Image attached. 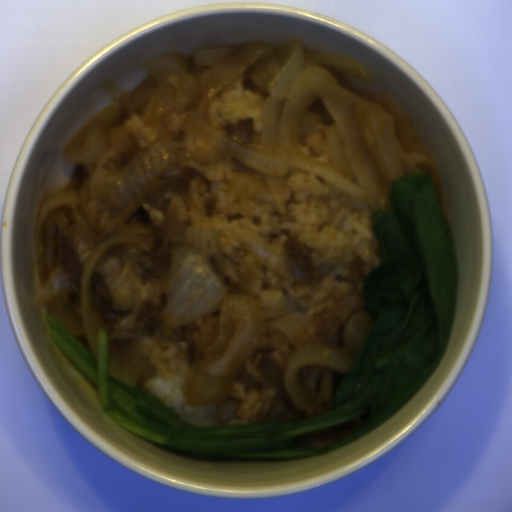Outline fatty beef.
I'll return each mask as SVG.
<instances>
[{"mask_svg":"<svg viewBox=\"0 0 512 512\" xmlns=\"http://www.w3.org/2000/svg\"><path fill=\"white\" fill-rule=\"evenodd\" d=\"M187 70L196 82L195 106L180 112L167 111L160 124H149L144 113L129 115L116 97L111 107L120 118L108 127L105 149L92 165H76L62 191L74 194V208H60L54 223L53 259L65 272L70 292L43 305L91 354L84 337L80 294L83 268L94 248L116 234L115 213L102 196H91L97 169L122 172L140 152L159 140L168 143L173 156L139 210L124 224L145 223L152 233L142 239L149 250L115 243L98 260L89 284L91 310L99 329L106 331L107 354L134 349L144 335L163 323V306L171 246L178 244L190 220L191 187L197 182L207 216L217 213V187L233 176L249 174L272 193L265 173L254 169L221 147L182 130L190 112L213 131L238 145H250L262 134V102L267 89L249 75L241 74L216 97L208 96L200 76L210 67L186 57ZM61 191V192H62Z\"/></svg>","mask_w":512,"mask_h":512,"instance_id":"8fa450e3","label":"fatty beef"},{"mask_svg":"<svg viewBox=\"0 0 512 512\" xmlns=\"http://www.w3.org/2000/svg\"><path fill=\"white\" fill-rule=\"evenodd\" d=\"M347 275L349 288L314 313L307 324H303L296 342L289 344L281 332H268L237 369L234 381L242 382L246 391L259 390L263 399L264 408L249 424L291 423L332 411L347 373L317 366L297 370V381L306 392L310 404L308 409H302L286 392L284 369L292 355L307 344H328L343 349L344 328L359 314L369 320L365 342L374 321L363 297L369 276L364 273L358 256L352 255Z\"/></svg>","mask_w":512,"mask_h":512,"instance_id":"1bbc456c","label":"fatty beef"},{"mask_svg":"<svg viewBox=\"0 0 512 512\" xmlns=\"http://www.w3.org/2000/svg\"><path fill=\"white\" fill-rule=\"evenodd\" d=\"M220 330V313L217 311L190 321L177 333V341L186 343L190 365L203 360V352L217 338Z\"/></svg>","mask_w":512,"mask_h":512,"instance_id":"5ad873be","label":"fatty beef"},{"mask_svg":"<svg viewBox=\"0 0 512 512\" xmlns=\"http://www.w3.org/2000/svg\"><path fill=\"white\" fill-rule=\"evenodd\" d=\"M368 414L350 422L339 423L323 430L302 436L293 447L326 448L358 430L366 421Z\"/></svg>","mask_w":512,"mask_h":512,"instance_id":"51303b74","label":"fatty beef"},{"mask_svg":"<svg viewBox=\"0 0 512 512\" xmlns=\"http://www.w3.org/2000/svg\"><path fill=\"white\" fill-rule=\"evenodd\" d=\"M220 253L225 262L223 276L228 295L240 294L246 296L258 274L252 266L241 261H235L221 251Z\"/></svg>","mask_w":512,"mask_h":512,"instance_id":"2513f850","label":"fatty beef"},{"mask_svg":"<svg viewBox=\"0 0 512 512\" xmlns=\"http://www.w3.org/2000/svg\"><path fill=\"white\" fill-rule=\"evenodd\" d=\"M283 252L293 258L300 279L306 282L315 279L316 271L312 250L306 244L301 243L299 231L288 236Z\"/></svg>","mask_w":512,"mask_h":512,"instance_id":"7934fd38","label":"fatty beef"},{"mask_svg":"<svg viewBox=\"0 0 512 512\" xmlns=\"http://www.w3.org/2000/svg\"><path fill=\"white\" fill-rule=\"evenodd\" d=\"M325 69L333 77V79L336 81V83L341 88L345 89L346 91L352 93L355 96L364 98L366 100H369V101H372L375 103H383V100H381V99L367 93L366 91L347 82L341 71H338L336 69H330V68H325Z\"/></svg>","mask_w":512,"mask_h":512,"instance_id":"6575b59f","label":"fatty beef"},{"mask_svg":"<svg viewBox=\"0 0 512 512\" xmlns=\"http://www.w3.org/2000/svg\"><path fill=\"white\" fill-rule=\"evenodd\" d=\"M407 161L422 169V175L430 177L431 166L426 156L420 151L418 153H409L406 155Z\"/></svg>","mask_w":512,"mask_h":512,"instance_id":"f438e4f6","label":"fatty beef"}]
</instances>
